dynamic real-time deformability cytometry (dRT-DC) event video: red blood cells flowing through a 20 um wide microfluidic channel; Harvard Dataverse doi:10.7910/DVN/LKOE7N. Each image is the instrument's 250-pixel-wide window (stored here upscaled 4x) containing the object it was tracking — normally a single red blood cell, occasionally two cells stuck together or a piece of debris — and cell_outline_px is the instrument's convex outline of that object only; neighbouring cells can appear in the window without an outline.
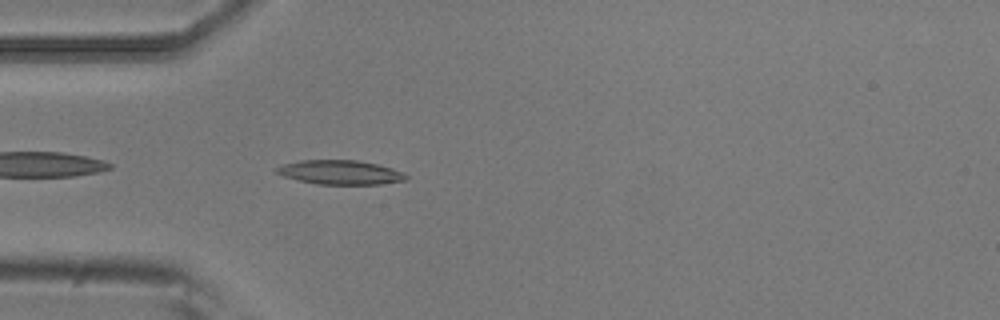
{"species": "common noctule bat (a hibernating species)", "species_latin": "Nyctalus noctula", "temperature_condition": "room temperature", "stored_images_in_passage": 5, "camera_frame_rate_fps": 3000, "um_per_image_px": 0.085, "animal": {"sex": "male", "body_mass_g": 20.5, "forearm_length_mm": 52.5}, "frame": {"image": 1, "passage_image": 5, "time_ms": 1.333, "image_size_px": [1000, 320], "cell_outline_px": [[408, 180], [380, 184], [316, 184], [284, 176], [276, 172], [276, 168], [284, 164], [300, 160], [356, 160], [376, 164], [392, 168], [408, 176]], "centroid_in_image_um": [28.93, 14.65], "position_along_channel_um": 56.1, "area_um2": 18.03}}